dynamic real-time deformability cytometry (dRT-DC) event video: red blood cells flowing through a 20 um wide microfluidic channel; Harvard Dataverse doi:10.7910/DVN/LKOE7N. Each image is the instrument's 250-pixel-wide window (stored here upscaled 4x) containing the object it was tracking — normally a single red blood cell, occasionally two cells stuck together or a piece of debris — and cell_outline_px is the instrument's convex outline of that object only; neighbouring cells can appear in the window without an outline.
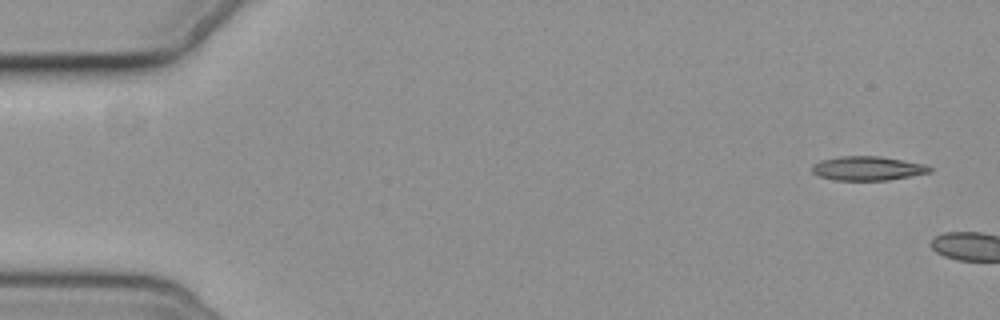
{"species": "common noctule bat (a hibernating species)", "species_latin": "Nyctalus noctula", "temperature_condition": "cold", "stored_images_in_passage": 2, "camera_frame_rate_fps": 3000, "um_per_image_px": 0.085, "animal": {"sex": "female", "body_mass_g": 19.3, "forearm_length_mm": 54.1}, "frame": {"image": 1, "passage_image": 1, "time_ms": 0.0, "image_size_px": [1000, 320], "cell_outline_px": [[932, 172], [888, 180], [836, 180], [816, 176], [812, 172], [812, 164], [820, 160], [840, 156], [880, 156], [904, 160], [924, 164], [932, 168]], "centroid_in_image_um": [73.72, 14.31], "position_along_channel_um": 11.3, "area_um2": 16.65}}